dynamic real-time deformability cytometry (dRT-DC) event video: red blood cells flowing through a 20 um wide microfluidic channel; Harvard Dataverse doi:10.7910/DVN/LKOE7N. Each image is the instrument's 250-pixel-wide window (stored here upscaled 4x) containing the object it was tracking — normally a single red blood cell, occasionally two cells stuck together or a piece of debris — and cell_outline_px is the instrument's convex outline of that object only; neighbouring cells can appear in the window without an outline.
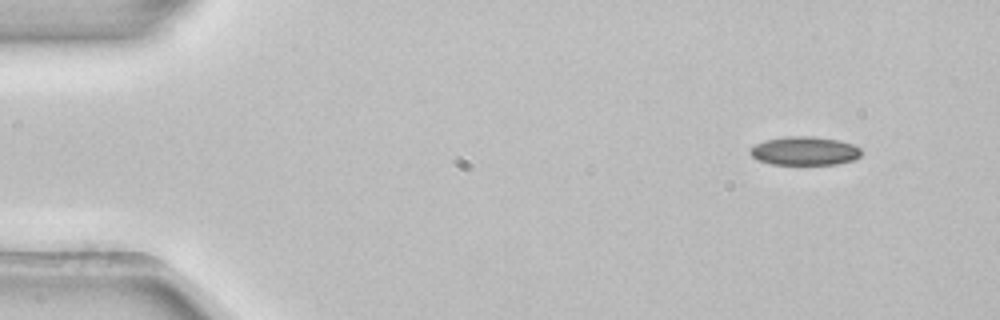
{"species": "common noctule bat (a hibernating species)", "species_latin": "Nyctalus noctula", "temperature_condition": "room temperature", "stored_images_in_passage": 4, "camera_frame_rate_fps": 3000, "um_per_image_px": 0.085, "animal": {"sex": "female", "body_mass_g": 22.7, "forearm_length_mm": 54.2}, "frame": {"image": 1, "passage_image": 1, "time_ms": 0.0, "image_size_px": [1000, 320], "cell_outline_px": [[860, 156], [856, 160], [836, 164], [772, 164], [756, 160], [748, 152], [748, 148], [764, 140], [784, 136], [812, 136], [836, 140], [852, 144], [860, 148]], "centroid_in_image_um": [68.34, 12.83], "position_along_channel_um": 16.7, "area_um2": 18.67}}